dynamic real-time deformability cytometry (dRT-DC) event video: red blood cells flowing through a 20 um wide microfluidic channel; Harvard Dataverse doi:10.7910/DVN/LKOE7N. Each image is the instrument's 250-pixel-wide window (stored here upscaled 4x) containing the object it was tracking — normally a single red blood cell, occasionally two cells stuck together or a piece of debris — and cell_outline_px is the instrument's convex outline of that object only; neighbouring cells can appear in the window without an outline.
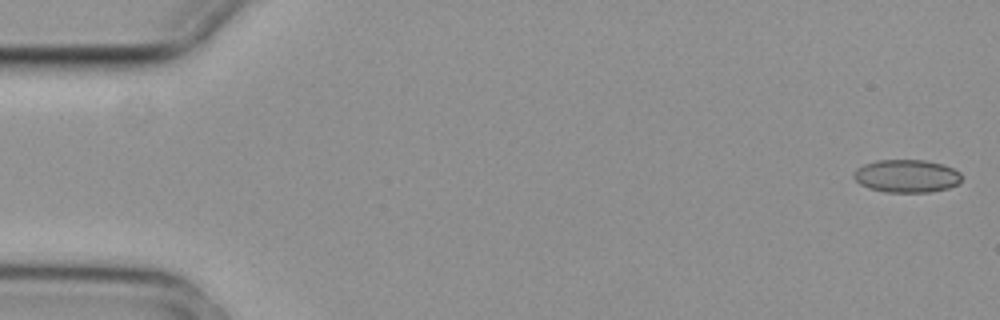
{"species": "common noctule bat (a hibernating species)", "species_latin": "Nyctalus noctula", "temperature_condition": "cold", "stored_images_in_passage": 5, "camera_frame_rate_fps": 3000, "um_per_image_px": 0.085, "animal": {"sex": "female", "body_mass_g": 29.2, "forearm_length_mm": 56.3}, "frame": {"image": 1, "passage_image": 1, "time_ms": 0.0, "image_size_px": [1000, 320], "cell_outline_px": [[960, 184], [948, 188], [928, 192], [884, 192], [868, 188], [860, 184], [852, 176], [852, 172], [856, 168], [864, 164], [876, 160], [924, 160], [944, 164], [960, 172]], "centroid_in_image_um": [77.04, 14.96], "position_along_channel_um": 8.0, "area_um2": 20.87}}
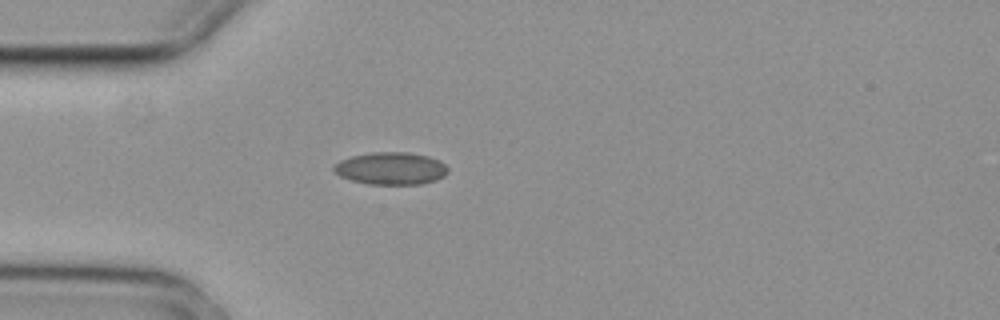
{"frame": {"image": 2, "passage_image": 5, "time_ms": 1.333, "image_size_px": [1000, 320], "cell_outline_px": [[448, 172], [444, 176], [436, 180], [420, 184], [368, 184], [352, 180], [340, 176], [332, 168], [340, 160], [352, 156], [372, 152], [408, 152], [428, 156], [440, 160], [448, 168]], "centroid_in_image_um": [33.25, 14.31], "position_along_channel_um": 51.7, "area_um2": 21.5}}